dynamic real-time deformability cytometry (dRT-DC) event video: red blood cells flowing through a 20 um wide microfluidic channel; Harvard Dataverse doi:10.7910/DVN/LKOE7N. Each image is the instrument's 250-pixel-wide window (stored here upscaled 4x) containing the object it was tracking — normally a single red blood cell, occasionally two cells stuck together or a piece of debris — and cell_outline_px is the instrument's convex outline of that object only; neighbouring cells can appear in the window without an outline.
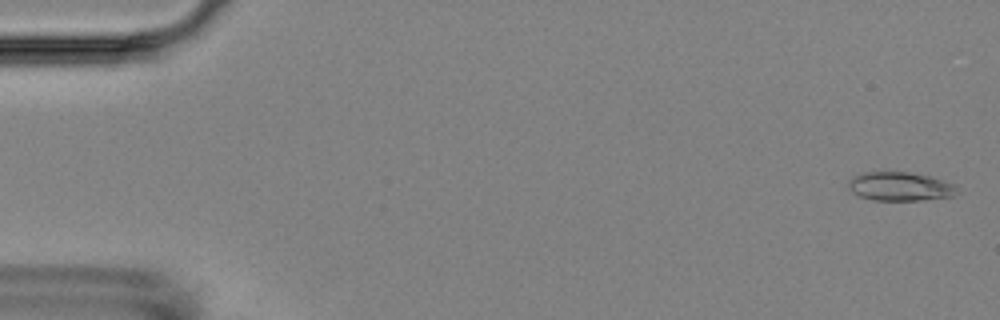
{"species": "Egyptian fruit bat (a non-hibernating species)", "species_latin": "Rousettus aegyptiacus", "temperature_condition": "room temperature", "stored_images_in_passage": 3, "camera_frame_rate_fps": 3000, "um_per_image_px": 0.085, "animal": {"sex": "female"}, "frame": {"image": 1, "passage_image": 1, "time_ms": 0.0, "image_size_px": [1000, 320], "cell_outline_px": [[956, 188], [952, 196], [920, 200], [872, 200], [860, 196], [852, 192], [848, 188], [848, 180], [852, 176], [864, 172], [908, 172], [928, 176], [956, 184]], "centroid_in_image_um": [76.44, 15.84], "position_along_channel_um": 8.6, "area_um2": 18.09}}